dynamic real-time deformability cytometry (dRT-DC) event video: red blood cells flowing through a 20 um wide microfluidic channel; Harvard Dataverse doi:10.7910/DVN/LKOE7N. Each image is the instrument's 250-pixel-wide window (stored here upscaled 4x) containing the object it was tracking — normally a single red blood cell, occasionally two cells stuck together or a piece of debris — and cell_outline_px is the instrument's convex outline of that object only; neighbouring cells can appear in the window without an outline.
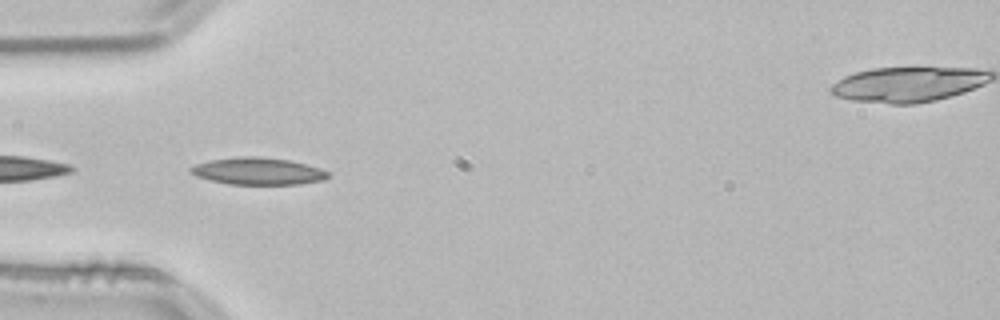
{"species": "common noctule bat (a hibernating species)", "species_latin": "Nyctalus noctula", "temperature_condition": "room temperature", "stored_images_in_passage": 16, "camera_frame_rate_fps": 3000, "um_per_image_px": 0.085, "animal": {"sex": "male", "body_mass_g": 21.5, "forearm_length_mm": 52.0}, "frame": {"image": 1, "passage_image": 1, "time_ms": 0.0, "image_size_px": [1000, 320], "cell_outline_px": [[328, 176], [324, 180], [300, 184], [228, 184], [208, 180], [196, 176], [188, 172], [188, 168], [196, 164], [212, 160], [240, 156], [256, 156], [288, 160], [320, 168], [328, 172]], "centroid_in_image_um": [21.88, 14.55], "position_along_channel_um": 63.1, "area_um2": 21.62}}